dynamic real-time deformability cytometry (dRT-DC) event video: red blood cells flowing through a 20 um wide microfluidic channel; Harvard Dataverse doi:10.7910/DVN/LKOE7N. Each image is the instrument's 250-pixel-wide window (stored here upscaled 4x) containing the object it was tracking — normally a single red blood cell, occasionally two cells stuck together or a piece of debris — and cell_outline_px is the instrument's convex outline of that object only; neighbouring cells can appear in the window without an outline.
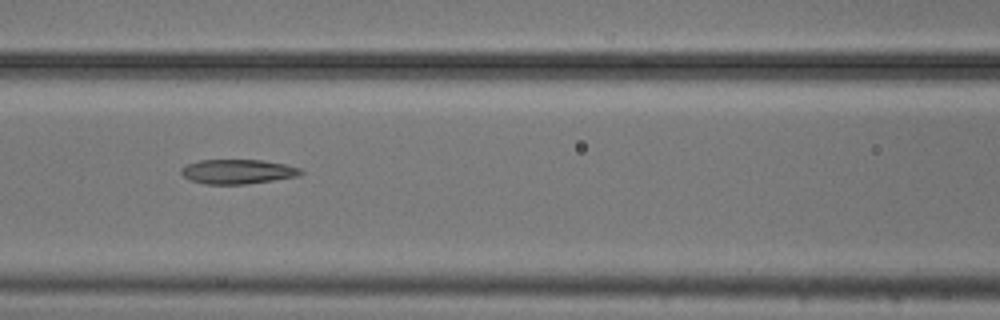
{"species": "common noctule bat (a hibernating species)", "species_latin": "Nyctalus noctula", "temperature_condition": "cold", "stored_images_in_passage": 7, "camera_frame_rate_fps": 3000, "um_per_image_px": 0.085, "animal": {"sex": "male", "body_mass_g": 20.5, "forearm_length_mm": 52.5}, "frame": {"image": 1, "passage_image": 3, "time_ms": 0.667, "image_size_px": [1000, 320], "cell_outline_px": [[304, 172], [296, 176], [248, 184], [204, 184], [188, 180], [180, 172], [180, 168], [188, 164], [200, 160], [260, 160], [284, 164], [300, 168]], "centroid_in_image_um": [20.15, 14.59], "position_along_channel_um": 146.4, "area_um2": 16.99}}
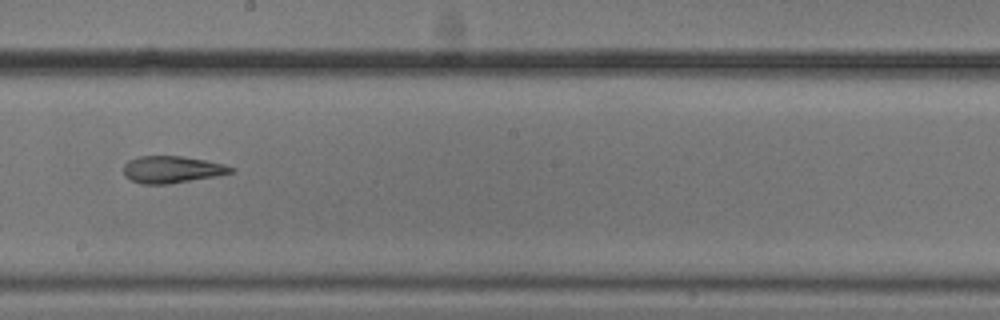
{"frame": {"image": 2, "passage_image": 5, "time_ms": 1.333, "image_size_px": [1000, 320], "cell_outline_px": [[236, 172], [216, 176], [168, 184], [140, 184], [124, 176], [124, 164], [128, 160], [140, 156], [180, 156], [204, 160], [224, 164], [236, 168]], "centroid_in_image_um": [14.63, 14.41], "position_along_channel_um": 233.6, "area_um2": 16.94}}
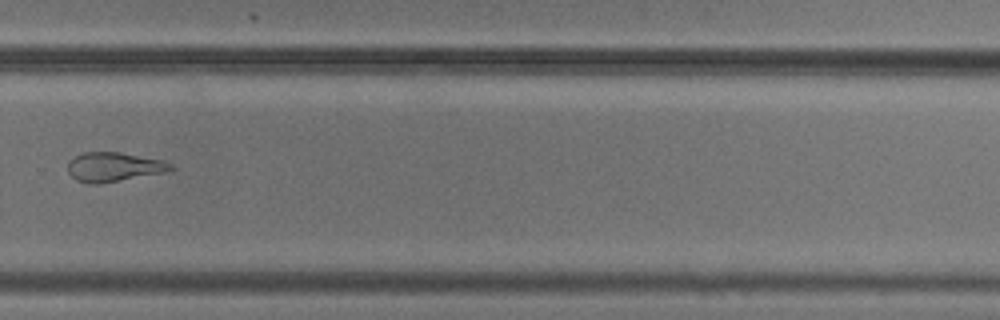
{"frame": {"image": 3, "passage_image": 7, "time_ms": 2.0, "image_size_px": [1000, 320], "cell_outline_px": [[176, 168], [172, 172], [100, 184], [88, 184], [76, 180], [68, 172], [68, 160], [84, 152], [120, 152], [160, 160], [172, 164]], "centroid_in_image_um": [9.72, 14.21], "position_along_channel_um": 320.1, "area_um2": 17.92}}